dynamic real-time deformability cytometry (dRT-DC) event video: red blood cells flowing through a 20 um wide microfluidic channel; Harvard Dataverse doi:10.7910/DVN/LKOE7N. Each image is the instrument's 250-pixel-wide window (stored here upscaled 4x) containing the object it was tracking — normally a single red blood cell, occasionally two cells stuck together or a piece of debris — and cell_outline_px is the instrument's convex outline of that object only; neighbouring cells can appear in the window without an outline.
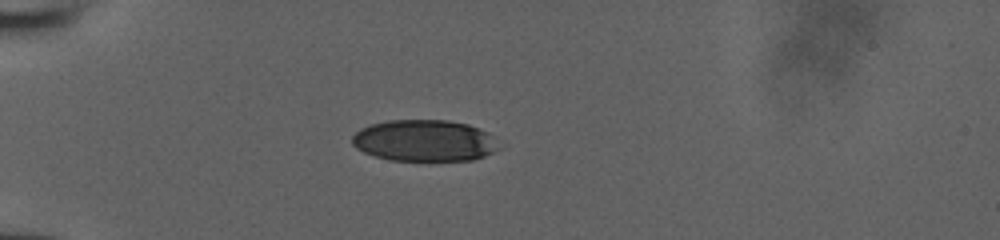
{"species": "human", "species_latin": "Homo sapiens", "temperature_condition": "room temperature", "stored_images_in_passage": 37, "camera_frame_rate_fps": 3000, "um_per_image_px": 0.085, "donor": {"sex": "male"}, "frame": {"image": 1, "passage_image": 1, "time_ms": 0.0, "image_size_px": [1000, 240], "cell_outline_px": [[500, 148], [484, 156], [472, 160], [388, 160], [364, 152], [356, 148], [352, 144], [352, 136], [360, 128], [372, 124], [388, 120], [448, 120], [468, 124], [480, 128], [488, 132]], "centroid_in_image_um": [36.06, 11.94], "position_along_channel_um": 48.9, "area_um2": 35.43}}
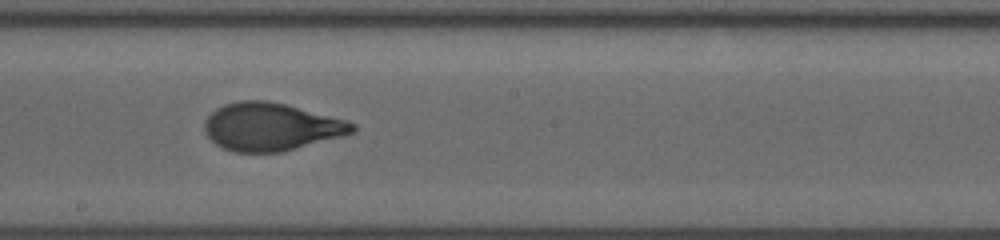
{"frame": {"image": 2, "passage_image": 16, "time_ms": 5.0, "image_size_px": [1000, 240], "cell_outline_px": [[356, 128], [352, 132], [344, 136], [280, 152], [236, 152], [224, 148], [216, 144], [204, 132], [204, 124], [208, 116], [216, 108], [224, 104], [240, 100], [268, 100], [284, 104], [344, 120], [356, 124]], "centroid_in_image_um": [23.0, 10.78], "position_along_channel_um": 225.2, "area_um2": 40.81}}
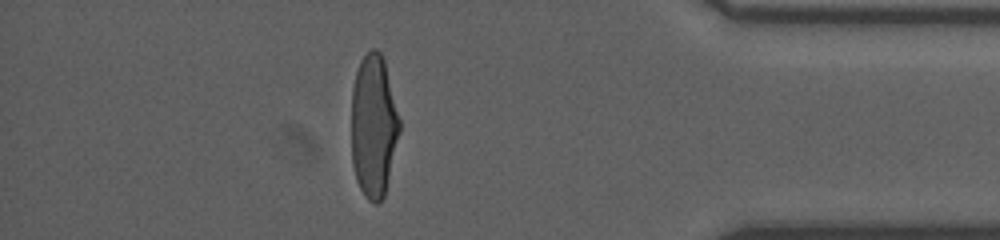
{"frame": {"image": 3, "passage_image": 31, "time_ms": 10.0, "image_size_px": [1000, 240], "cell_outline_px": [[400, 132], [384, 196], [376, 204], [368, 200], [364, 196], [356, 180], [352, 164], [352, 88], [356, 72], [360, 60], [372, 48], [376, 48], [380, 52], [384, 60], [400, 120]], "centroid_in_image_um": [31.75, 10.72], "position_along_channel_um": 403.5, "area_um2": 40.0}}